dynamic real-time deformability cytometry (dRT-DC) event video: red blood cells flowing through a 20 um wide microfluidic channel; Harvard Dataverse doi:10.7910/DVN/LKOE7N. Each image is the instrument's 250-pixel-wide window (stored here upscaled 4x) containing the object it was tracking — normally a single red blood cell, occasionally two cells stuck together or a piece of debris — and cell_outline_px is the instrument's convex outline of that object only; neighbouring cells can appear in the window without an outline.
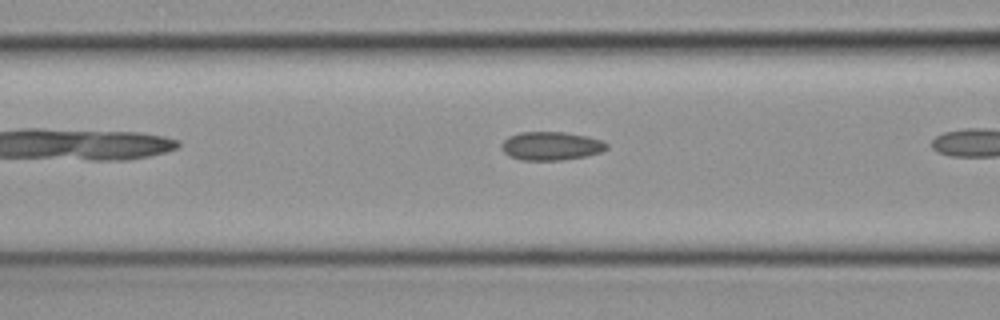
{"species": "common noctule bat (a hibernating species)", "species_latin": "Nyctalus noctula", "temperature_condition": "cold", "stored_images_in_passage": 8, "camera_frame_rate_fps": 3000, "um_per_image_px": 0.085, "animal": {"sex": "female", "body_mass_g": 19.3, "forearm_length_mm": 54.1}, "frame": {"image": 1, "passage_image": 7, "time_ms": 2.0, "image_size_px": [1000, 320], "cell_outline_px": [[608, 148], [600, 152], [584, 156], [560, 160], [520, 160], [508, 156], [504, 152], [504, 140], [508, 136], [520, 132], [564, 132], [588, 136], [600, 140], [608, 144]], "centroid_in_image_um": [46.85, 12.4], "position_along_channel_um": 119.8, "area_um2": 17.28}}